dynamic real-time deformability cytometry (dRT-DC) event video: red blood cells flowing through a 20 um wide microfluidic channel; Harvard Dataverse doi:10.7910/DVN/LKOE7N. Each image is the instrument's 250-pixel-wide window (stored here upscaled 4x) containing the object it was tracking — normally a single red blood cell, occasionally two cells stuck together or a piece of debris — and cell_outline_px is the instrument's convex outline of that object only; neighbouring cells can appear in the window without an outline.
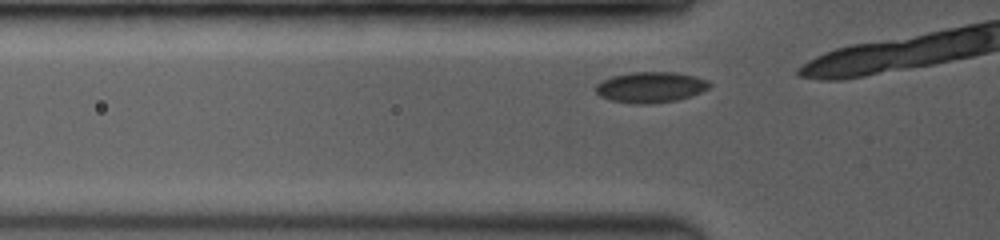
{"species": "common noctule bat (a hibernating species)", "species_latin": "Nyctalus noctula", "temperature_condition": "room temperature", "stored_images_in_passage": 4, "camera_frame_rate_fps": 3500, "um_per_image_px": 0.085, "animal": {"sex": "female", "body_mass_g": 19.0, "forearm_length_mm": 53.3}, "frame": {"image": 1, "passage_image": 2, "time_ms": 0.286, "image_size_px": [1000, 240], "cell_outline_px": [[712, 84], [708, 88], [700, 92], [676, 100], [648, 104], [636, 104], [612, 100], [600, 96], [596, 92], [596, 84], [612, 76], [632, 72], [676, 72], [708, 80]], "centroid_in_image_um": [55.29, 7.41], "position_along_channel_um": 70.5, "area_um2": 20.11}}